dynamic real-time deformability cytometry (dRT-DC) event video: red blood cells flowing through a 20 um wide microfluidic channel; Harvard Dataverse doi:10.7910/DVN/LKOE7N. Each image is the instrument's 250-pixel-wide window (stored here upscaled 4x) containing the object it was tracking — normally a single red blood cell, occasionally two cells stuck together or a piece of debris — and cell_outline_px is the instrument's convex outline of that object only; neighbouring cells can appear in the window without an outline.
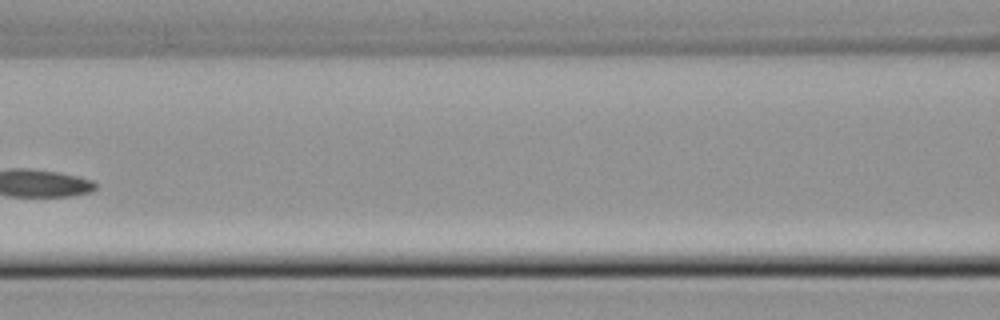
{"species": "common noctule bat (a hibernating species)", "species_latin": "Nyctalus noctula", "temperature_condition": "cold", "stored_images_in_passage": 4, "camera_frame_rate_fps": 3000, "um_per_image_px": 0.085, "animal": {"sex": "male", "body_mass_g": 21.5, "forearm_length_mm": 52.0}, "frame": {"image": 1, "passage_image": 3, "time_ms": 0.667, "image_size_px": [1000, 320], "cell_outline_px": [[392, 212], [388, 216], [372, 224], [304, 224], [288, 220], [280, 216], [276, 212], [284, 208], [348, 208]], "centroid_in_image_um": [28.26, 18.34], "position_along_channel_um": 138.3, "area_um2": 11.04}}